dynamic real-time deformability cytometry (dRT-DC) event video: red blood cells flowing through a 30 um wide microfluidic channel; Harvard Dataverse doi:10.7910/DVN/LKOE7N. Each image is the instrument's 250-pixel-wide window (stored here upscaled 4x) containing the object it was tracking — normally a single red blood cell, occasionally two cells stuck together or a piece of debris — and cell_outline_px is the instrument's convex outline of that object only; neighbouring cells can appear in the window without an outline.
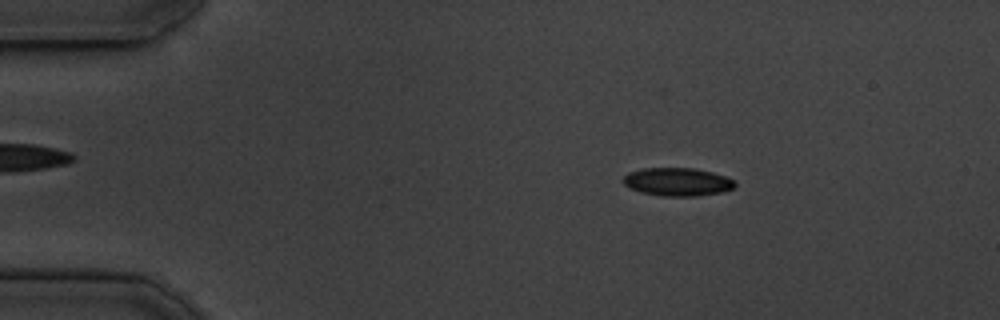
{"species": "common noctule bat (a hibernating species)", "species_latin": "Nyctalus noctula", "temperature_condition": "cold", "stored_images_in_passage": 54, "camera_frame_rate_fps": 3000, "um_per_image_px": 0.085, "animal": {"sex": "male", "body_mass_g": 19.5, "forearm_length_mm": 54.6}, "frame": {"image": 1, "passage_image": 9, "time_ms": 2.667, "image_size_px": [1000, 320], "cell_outline_px": [[736, 184], [732, 188], [720, 192], [696, 196], [660, 196], [640, 192], [628, 188], [620, 180], [628, 172], [644, 168], [692, 168], [712, 172], [736, 180]], "centroid_in_image_um": [57.53, 15.46], "position_along_channel_um": 27.5, "area_um2": 18.44}}
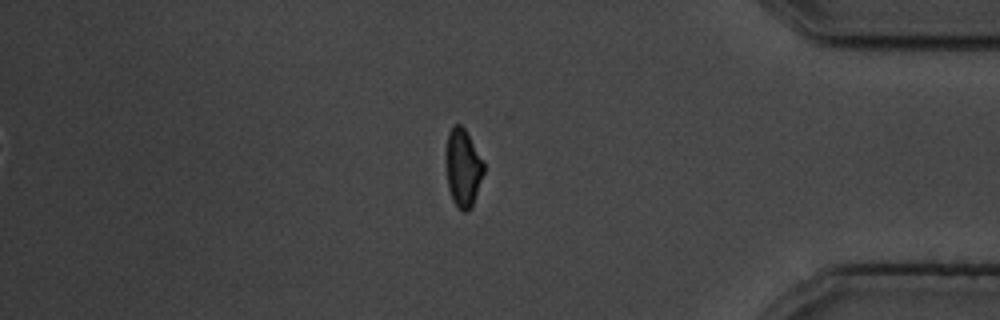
{"frame": {"image": 2, "passage_image": 46, "time_ms": 15.0, "image_size_px": [1000, 320], "cell_outline_px": [[484, 172], [472, 208], [468, 212], [464, 212], [456, 208], [452, 200], [448, 188], [448, 132], [452, 124], [460, 124], [464, 128], [484, 164]], "centroid_in_image_um": [39.38, 14.34], "position_along_channel_um": 395.8, "area_um2": 16.7}}
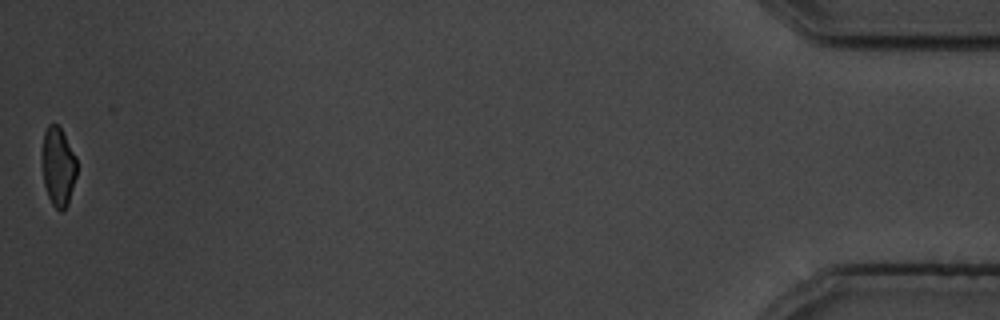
{"frame": {"image": 3, "passage_image": 54, "time_ms": 17.667, "image_size_px": [1000, 320], "cell_outline_px": [[76, 176], [68, 204], [60, 212], [52, 204], [48, 196], [44, 184], [40, 156], [44, 132], [48, 124], [56, 124], [60, 128], [76, 156]], "centroid_in_image_um": [4.91, 14.15], "position_along_channel_um": 430.3, "area_um2": 16.13}, "authors_computed_cell_mechanics": {"area_um2": 17.918, "velocity_mm_per_s": 3.7069, "shape_relaxation_time_tau1_ms": 3.6411, "shape_relaxation_time_tau2_ms": 3.7346, "deformation_change_tau1": 0.1077, "deformation_change_tau2": 0.1009}}